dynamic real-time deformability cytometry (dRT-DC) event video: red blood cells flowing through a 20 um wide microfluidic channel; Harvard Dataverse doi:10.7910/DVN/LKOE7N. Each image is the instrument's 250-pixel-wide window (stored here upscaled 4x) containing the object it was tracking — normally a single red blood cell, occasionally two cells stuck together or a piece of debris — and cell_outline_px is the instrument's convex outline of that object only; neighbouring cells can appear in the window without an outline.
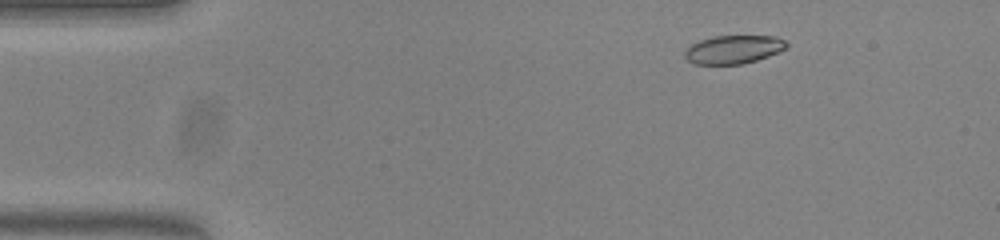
{"species": "common noctule bat (a hibernating species)", "species_latin": "Nyctalus noctula", "temperature_condition": "warm", "stored_images_in_passage": 51, "camera_frame_rate_fps": 3000, "um_per_image_px": 0.085, "animal": {"sex": "female", "body_mass_g": 23.0, "forearm_length_mm": 53.4}, "frame": {"image": 1, "passage_image": 5, "time_ms": 1.333, "image_size_px": [1000, 240], "cell_outline_px": [[788, 48], [768, 56], [756, 60], [740, 64], [696, 64], [688, 60], [684, 56], [684, 52], [692, 44], [700, 40], [712, 36], [776, 36], [784, 40], [788, 44]], "centroid_in_image_um": [62.36, 4.2], "position_along_channel_um": 22.6, "area_um2": 16.76}}
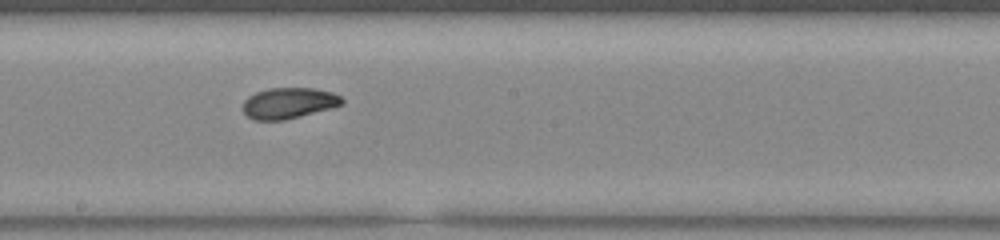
{"frame": {"image": 2, "passage_image": 27, "time_ms": 8.667, "image_size_px": [1000, 240], "cell_outline_px": [[344, 104], [332, 108], [284, 120], [252, 120], [244, 112], [244, 100], [248, 96], [256, 92], [268, 88], [316, 88], [332, 92], [340, 96], [344, 100]], "centroid_in_image_um": [24.56, 8.76], "position_along_channel_um": 223.6, "area_um2": 17.92}}
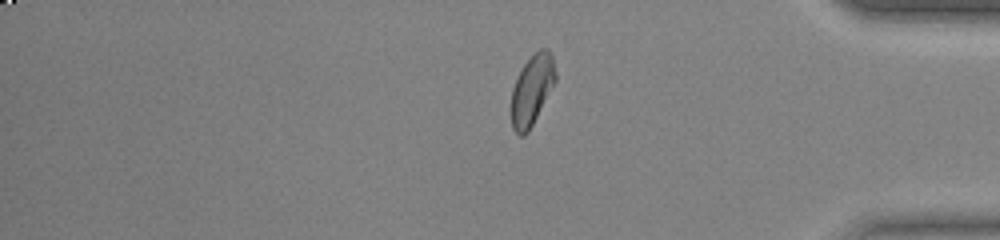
{"frame": {"image": 3, "passage_image": 42, "time_ms": 13.667, "image_size_px": [1000, 240], "cell_outline_px": [[556, 80], [528, 132], [524, 136], [520, 136], [512, 128], [512, 88], [524, 64], [540, 48], [548, 48], [552, 56], [556, 72]], "centroid_in_image_um": [45.23, 7.64], "position_along_channel_um": 390.0, "area_um2": 17.69}, "authors_computed_cell_mechanics": {"area_um2": 18.0914, "velocity_mm_per_s": 3.8014, "shape_relaxation_time_tau1_ms": 4.7685, "shape_relaxation_time_tau2_ms": 2.4478, "deformation_change_tau1": 0.1791, "deformation_change_tau2": 0.0643}}